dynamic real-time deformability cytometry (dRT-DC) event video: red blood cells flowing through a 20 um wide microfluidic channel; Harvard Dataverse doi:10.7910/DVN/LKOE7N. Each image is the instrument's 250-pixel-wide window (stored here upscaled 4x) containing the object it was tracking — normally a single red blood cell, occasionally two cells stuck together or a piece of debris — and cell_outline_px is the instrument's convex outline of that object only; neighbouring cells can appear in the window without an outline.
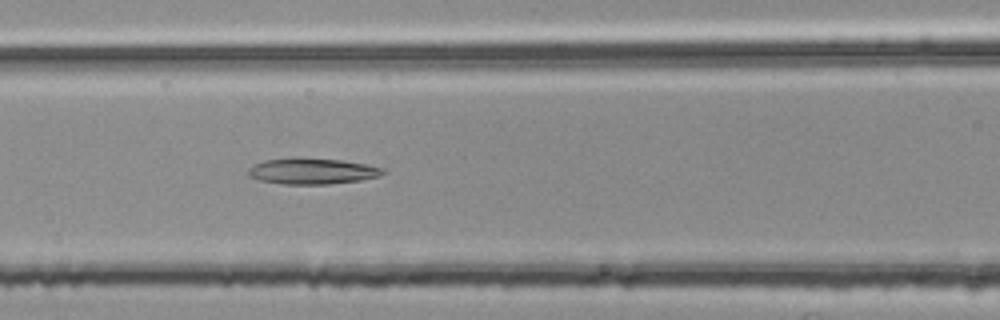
{"species": "common noctule bat (a hibernating species)", "species_latin": "Nyctalus noctula", "temperature_condition": "room temperature", "stored_images_in_passage": 44, "camera_frame_rate_fps": 3000, "um_per_image_px": 0.085, "animal": {"sex": "female", "body_mass_g": 25.1}, "frame": {"image": 1, "passage_image": 13, "time_ms": 4.0, "image_size_px": [1000, 320], "cell_outline_px": [[384, 172], [380, 176], [360, 180], [328, 184], [284, 184], [260, 180], [248, 176], [248, 168], [264, 160], [292, 156], [340, 160], [364, 164], [384, 168]], "centroid_in_image_um": [26.49, 14.53], "position_along_channel_um": 140.1, "area_um2": 20.52}}
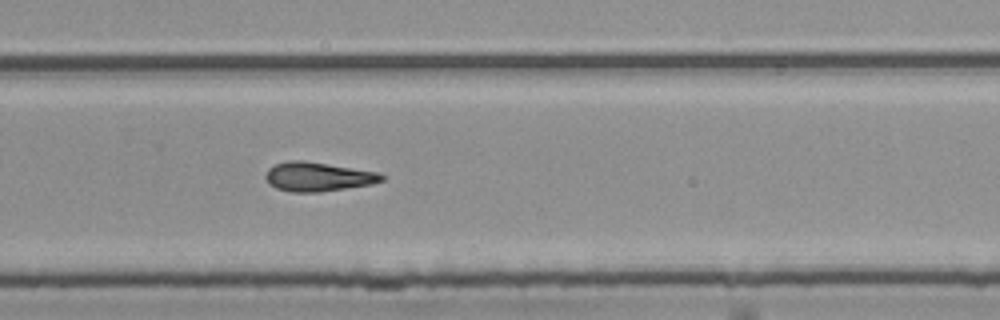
{"frame": {"image": 2, "passage_image": 26, "time_ms": 8.333, "image_size_px": [1000, 320], "cell_outline_px": [[388, 176], [384, 180], [372, 184], [320, 192], [292, 192], [276, 188], [268, 184], [264, 176], [268, 168], [276, 164], [288, 160], [304, 160], [380, 172]], "centroid_in_image_um": [27.04, 15.01], "position_along_channel_um": 302.8, "area_um2": 20.0}}
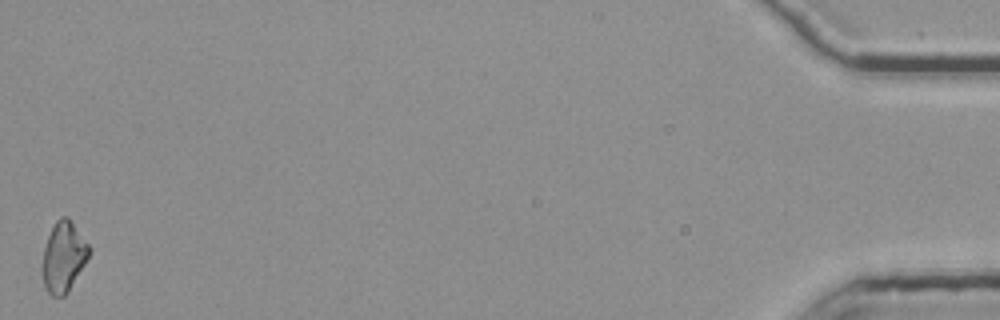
{"frame": {"image": 3, "passage_image": 44, "time_ms": 14.333, "image_size_px": [1000, 320], "cell_outline_px": [[92, 248], [84, 264], [68, 292], [64, 296], [52, 296], [48, 292], [44, 284], [40, 272], [40, 268], [44, 248], [48, 236], [56, 220], [60, 216], [68, 216]], "centroid_in_image_um": [5.38, 21.82], "position_along_channel_um": 429.8, "area_um2": 19.31}}